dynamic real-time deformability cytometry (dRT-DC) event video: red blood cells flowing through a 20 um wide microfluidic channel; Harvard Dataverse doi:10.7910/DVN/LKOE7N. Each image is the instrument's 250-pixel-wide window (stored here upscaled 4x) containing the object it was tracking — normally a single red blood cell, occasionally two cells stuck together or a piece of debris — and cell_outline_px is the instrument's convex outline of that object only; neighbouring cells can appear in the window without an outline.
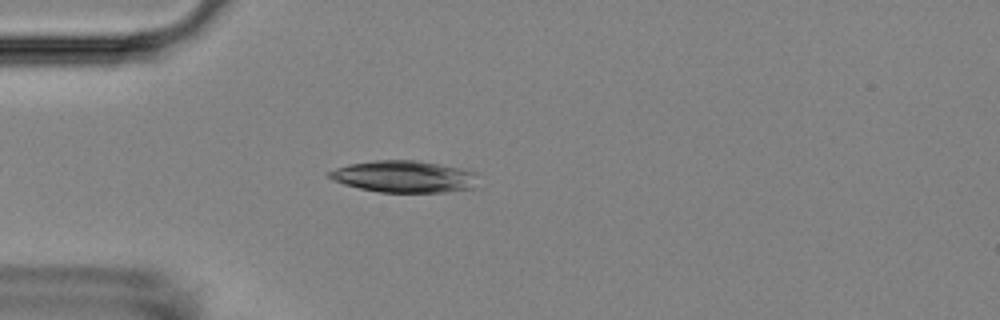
{"species": "Egyptian fruit bat (a non-hibernating species)", "species_latin": "Rousettus aegyptiacus", "temperature_condition": "room temperature", "stored_images_in_passage": 39, "camera_frame_rate_fps": 3000, "um_per_image_px": 0.085, "animal": {"sex": "female"}, "frame": {"image": 1, "passage_image": 7, "time_ms": 2.0, "image_size_px": [1000, 320], "cell_outline_px": [[480, 188], [444, 192], [380, 192], [360, 188], [344, 184], [332, 180], [324, 176], [324, 172], [348, 164], [376, 160], [416, 160], [460, 168], [480, 172]], "centroid_in_image_um": [34.42, 15.01], "position_along_channel_um": 50.6, "area_um2": 28.38}}
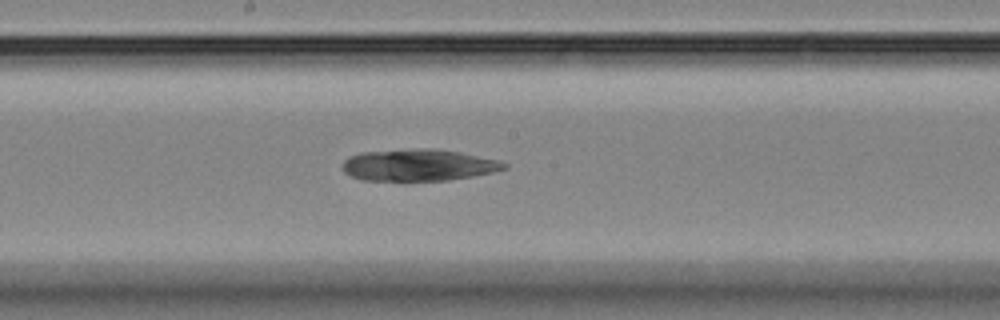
{"frame": {"image": 2, "passage_image": 21, "time_ms": 6.667, "image_size_px": [1000, 320], "cell_outline_px": [[508, 168], [492, 172], [472, 176], [448, 180], [360, 180], [344, 172], [340, 168], [340, 164], [348, 156], [360, 152], [416, 148], [436, 148], [460, 152], [496, 160], [508, 164]], "centroid_in_image_um": [35.5, 14.02], "position_along_channel_um": 212.7, "area_um2": 30.06}}
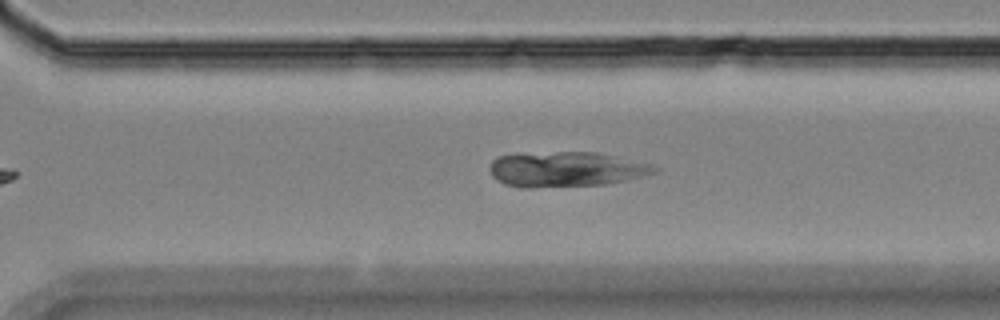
{"frame": {"image": 3, "passage_image": 30, "time_ms": 9.667, "image_size_px": [1000, 320], "cell_outline_px": [[660, 168], [656, 172], [624, 180], [604, 184], [532, 188], [520, 188], [504, 184], [496, 180], [492, 176], [488, 168], [492, 160], [500, 156], [556, 152], [596, 152], [616, 156], [652, 164]], "centroid_in_image_um": [48.09, 14.4], "position_along_channel_um": 322.5, "area_um2": 33.52}, "authors_computed_cell_mechanics": {"area_um2": 29.6514, "velocity_mm_per_s": 3.6804, "shape_relaxation_time_tau1_ms": null, "shape_relaxation_time_tau2_ms": 2.6277, "deformation_change_tau1": null, "deformation_change_tau2": 0.0425}}